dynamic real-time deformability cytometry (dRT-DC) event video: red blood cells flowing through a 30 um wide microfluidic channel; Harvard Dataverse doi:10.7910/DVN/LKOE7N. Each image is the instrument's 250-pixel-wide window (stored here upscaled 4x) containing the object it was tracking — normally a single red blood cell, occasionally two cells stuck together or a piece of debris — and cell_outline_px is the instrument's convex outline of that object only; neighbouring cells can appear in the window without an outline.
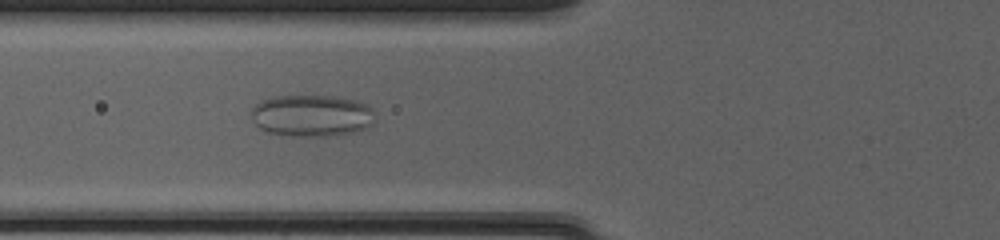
{"species": "common noctule bat (a hibernating species)", "species_latin": "Nyctalus noctula", "temperature_condition": "cold", "stored_images_in_passage": 37, "segment_of_instrument_passage": [1, 2], "camera_frame_rate_fps": 3000, "um_per_image_px": 0.085, "animal": {"sex": "female", "body_mass_g": 20.0, "forearm_length_mm": 54.0}, "frame": {"image": 1, "passage_image": 5, "time_ms": 1.333, "image_size_px": [1000, 240], "cell_outline_px": [[372, 124], [368, 128], [348, 132], [324, 136], [292, 136], [268, 132], [260, 128], [252, 120], [252, 108], [256, 104], [272, 96], [332, 96], [356, 100], [372, 108]], "centroid_in_image_um": [26.46, 9.82], "position_along_channel_um": 99.3, "area_um2": 29.77}}
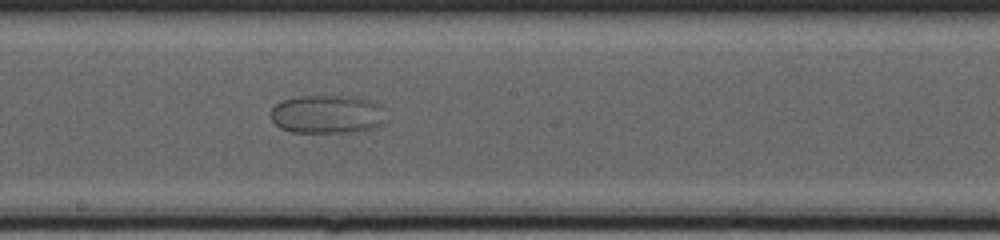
{"frame": {"image": 2, "passage_image": 14, "time_ms": 4.333, "image_size_px": [1000, 240], "cell_outline_px": [[384, 124], [368, 128], [348, 132], [292, 132], [280, 128], [272, 120], [272, 108], [280, 100], [296, 96], [356, 96], [372, 100], [376, 104], [384, 120]], "centroid_in_image_um": [27.74, 9.69], "position_along_channel_um": 220.5, "area_um2": 25.49}}
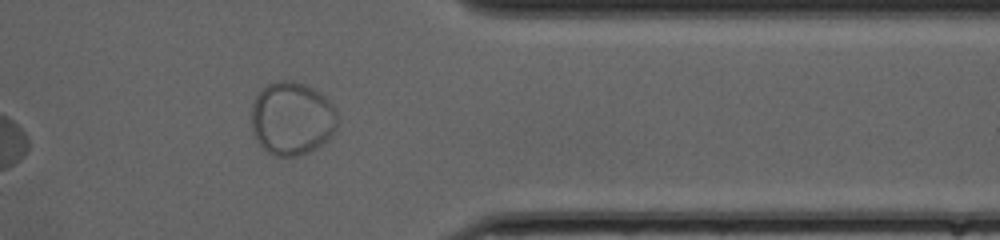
{"frame": {"image": 3, "passage_image": 27, "time_ms": 8.667, "image_size_px": [1000, 240], "cell_outline_px": [[336, 124], [332, 132], [316, 148], [308, 152], [296, 156], [276, 156], [268, 152], [260, 144], [256, 136], [252, 124], [252, 108], [256, 96], [268, 84], [280, 80], [292, 80], [312, 88], [320, 92], [336, 108]], "centroid_in_image_um": [24.81, 10.05], "position_along_channel_um": 386.6, "area_um2": 36.01}}